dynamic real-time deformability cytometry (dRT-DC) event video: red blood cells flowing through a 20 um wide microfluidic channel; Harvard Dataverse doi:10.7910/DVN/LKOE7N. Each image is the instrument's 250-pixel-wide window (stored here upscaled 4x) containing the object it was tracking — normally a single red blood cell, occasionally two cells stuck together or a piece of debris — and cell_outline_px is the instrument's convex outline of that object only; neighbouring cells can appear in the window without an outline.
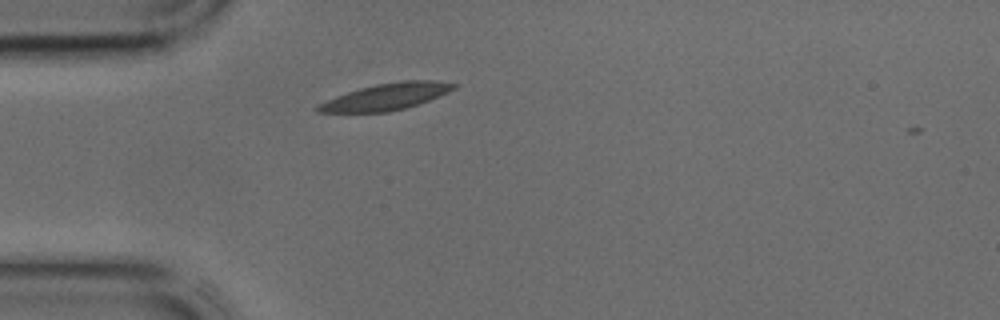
{"species": "common noctule bat (a hibernating species)", "species_latin": "Nyctalus noctula", "temperature_condition": "cold", "stored_images_in_passage": 34, "camera_frame_rate_fps": 3000, "um_per_image_px": 0.085, "animal": {"sex": "male", "body_mass_g": 17.9, "forearm_length_mm": 54.2}, "frame": {"image": 1, "passage_image": 1, "time_ms": 0.0, "image_size_px": [1000, 320], "cell_outline_px": [[456, 88], [448, 92], [428, 100], [404, 108], [388, 112], [316, 112], [312, 108], [336, 96], [360, 88], [376, 84], [400, 80], [432, 80], [456, 84]], "centroid_in_image_um": [32.81, 8.21], "position_along_channel_um": 52.2, "area_um2": 20.75}}
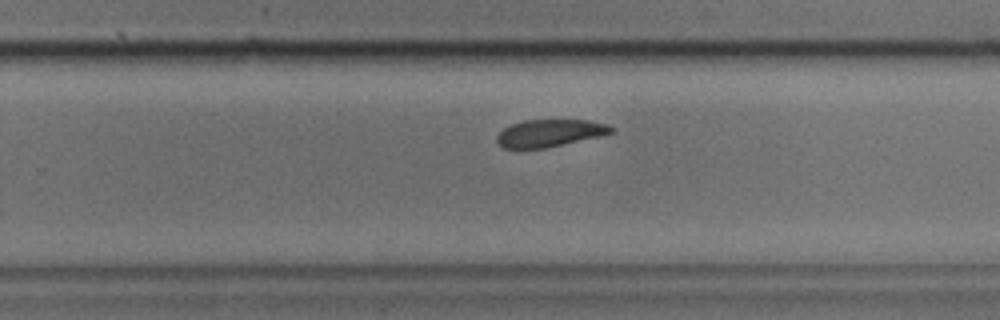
{"frame": {"image": 2, "passage_image": 17, "time_ms": 5.333, "image_size_px": [1000, 320], "cell_outline_px": [[616, 132], [600, 136], [544, 148], [504, 148], [496, 140], [496, 136], [504, 128], [512, 124], [524, 120], [588, 120], [608, 124], [616, 128]], "centroid_in_image_um": [46.78, 11.3], "position_along_channel_um": 283.0, "area_um2": 18.15}}
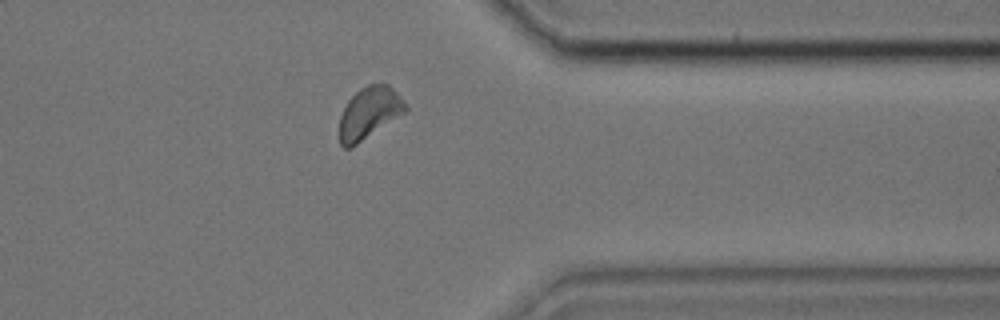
{"frame": {"image": 3, "passage_image": 24, "time_ms": 7.667, "image_size_px": [1000, 320], "cell_outline_px": [[408, 108], [404, 112], [352, 148], [344, 148], [340, 144], [340, 116], [348, 100], [360, 88], [368, 84], [388, 84], [408, 104]], "centroid_in_image_um": [31.37, 9.6], "position_along_channel_um": 380.0, "area_um2": 19.71}}